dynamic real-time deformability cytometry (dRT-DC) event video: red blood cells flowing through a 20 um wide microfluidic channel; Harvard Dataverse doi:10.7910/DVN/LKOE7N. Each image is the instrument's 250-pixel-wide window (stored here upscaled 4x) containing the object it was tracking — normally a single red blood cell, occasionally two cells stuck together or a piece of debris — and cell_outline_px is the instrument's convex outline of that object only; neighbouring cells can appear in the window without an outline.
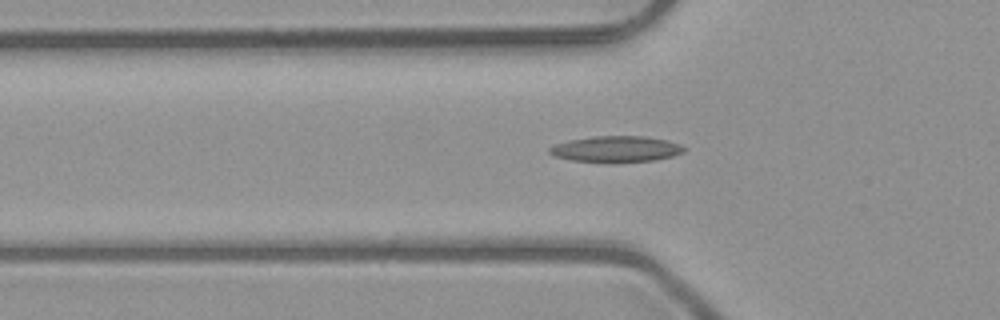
{"species": "common noctule bat (a hibernating species)", "species_latin": "Nyctalus noctula", "temperature_condition": "room temperature", "stored_images_in_passage": 24, "camera_frame_rate_fps": 3000, "um_per_image_px": 0.085, "animal": {"sex": "male", "body_mass_g": 23.1, "forearm_length_mm": 52.7}, "frame": {"image": 1, "passage_image": 2, "time_ms": 0.333, "image_size_px": [1000, 320], "cell_outline_px": [[684, 152], [672, 156], [652, 160], [612, 164], [604, 164], [572, 160], [552, 156], [548, 152], [548, 148], [556, 144], [568, 140], [592, 136], [644, 136], [668, 140], [680, 144], [684, 148]], "centroid_in_image_um": [52.31, 12.69], "position_along_channel_um": 73.5, "area_um2": 20.98}}
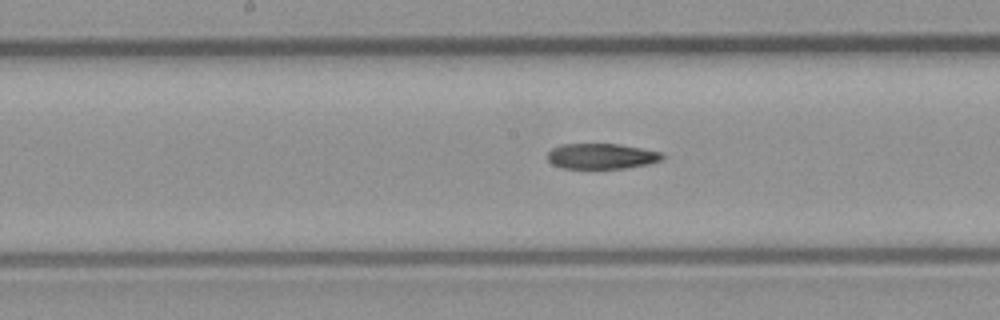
{"frame": {"image": 2, "passage_image": 11, "time_ms": 3.333, "image_size_px": [1000, 320], "cell_outline_px": [[664, 156], [660, 160], [648, 164], [624, 168], [560, 168], [552, 164], [548, 160], [548, 152], [552, 148], [560, 144], [620, 144], [660, 152]], "centroid_in_image_um": [51.08, 13.27], "position_along_channel_um": 197.1, "area_um2": 16.94}}
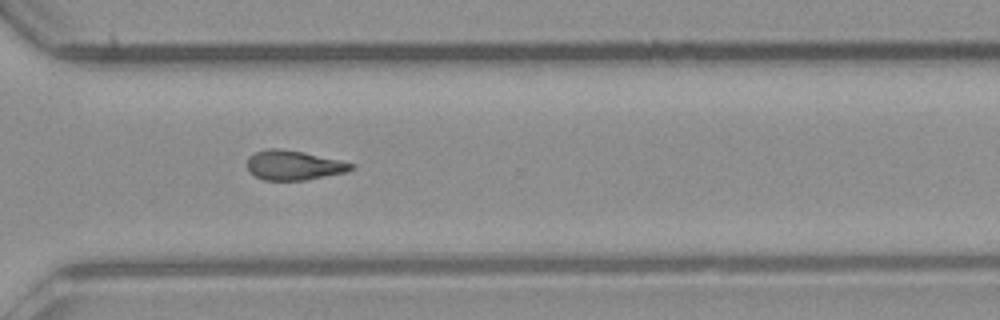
{"frame": {"image": 3, "passage_image": 22, "time_ms": 7.0, "image_size_px": [1000, 320], "cell_outline_px": [[356, 168], [348, 172], [308, 180], [264, 180], [248, 172], [248, 156], [256, 152], [268, 148], [280, 148], [300, 152], [336, 160], [352, 164]], "centroid_in_image_um": [24.94, 14.06], "position_along_channel_um": 345.7, "area_um2": 17.74}}